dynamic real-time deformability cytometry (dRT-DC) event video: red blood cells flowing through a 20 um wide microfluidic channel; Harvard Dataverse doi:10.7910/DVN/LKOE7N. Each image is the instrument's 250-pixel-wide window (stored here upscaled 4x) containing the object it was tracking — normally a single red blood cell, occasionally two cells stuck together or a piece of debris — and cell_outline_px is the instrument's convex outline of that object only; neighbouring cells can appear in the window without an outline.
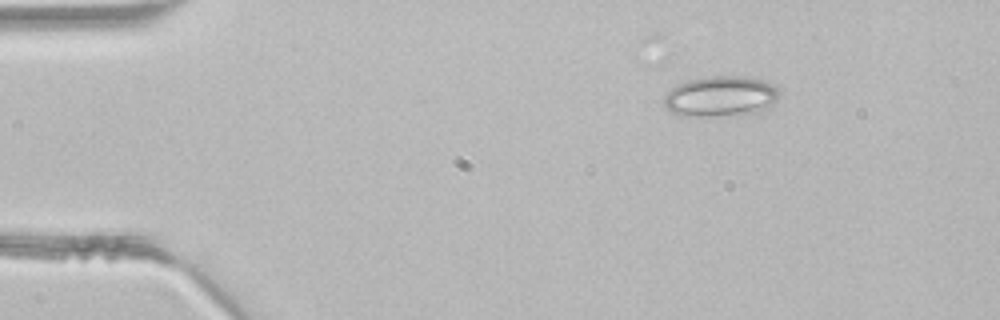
{"species": "common noctule bat (a hibernating species)", "species_latin": "Nyctalus noctula", "temperature_condition": "room temperature", "stored_images_in_passage": 3, "camera_frame_rate_fps": 3000, "um_per_image_px": 0.085, "animal": {"sex": "male", "body_mass_g": 21.5, "forearm_length_mm": 52.0}, "frame": {"image": 1, "passage_image": 1, "time_ms": 0.0, "image_size_px": [1000, 320], "cell_outline_px": [[780, 92], [776, 100], [768, 108], [756, 112], [712, 116], [680, 116], [664, 108], [664, 96], [676, 84], [688, 80], [708, 76], [752, 76], [764, 80], [772, 84]], "centroid_in_image_um": [61.23, 8.17], "position_along_channel_um": 23.8, "area_um2": 27.4}}